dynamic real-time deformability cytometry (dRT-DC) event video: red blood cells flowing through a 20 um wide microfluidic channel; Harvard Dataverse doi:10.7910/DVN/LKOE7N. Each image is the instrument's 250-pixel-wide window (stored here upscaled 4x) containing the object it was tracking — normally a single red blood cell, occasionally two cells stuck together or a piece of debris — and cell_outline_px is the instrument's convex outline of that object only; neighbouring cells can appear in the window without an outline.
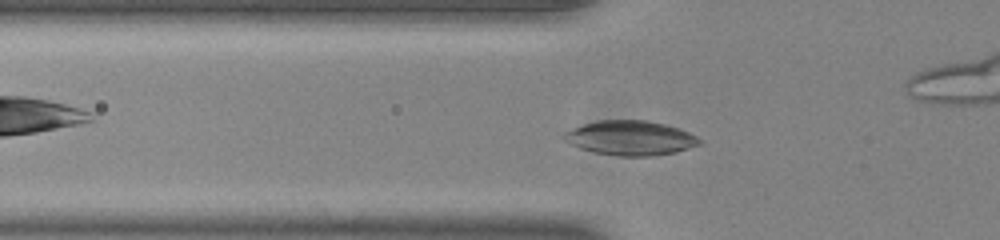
{"species": "common noctule bat (a hibernating species)", "species_latin": "Nyctalus noctula", "temperature_condition": "room temperature", "stored_images_in_passage": 33, "camera_frame_rate_fps": 3000, "um_per_image_px": 0.085, "animal": {"sex": "male", "body_mass_g": 20.0, "forearm_length_mm": 53.3}, "frame": {"image": 1, "passage_image": 6, "time_ms": 1.667, "image_size_px": [1000, 240], "cell_outline_px": [[704, 140], [700, 144], [676, 152], [652, 156], [620, 156], [596, 152], [580, 148], [564, 140], [560, 136], [564, 132], [584, 124], [596, 120], [648, 120], [680, 128]], "centroid_in_image_um": [53.6, 11.72], "position_along_channel_um": 72.2, "area_um2": 27.28}}
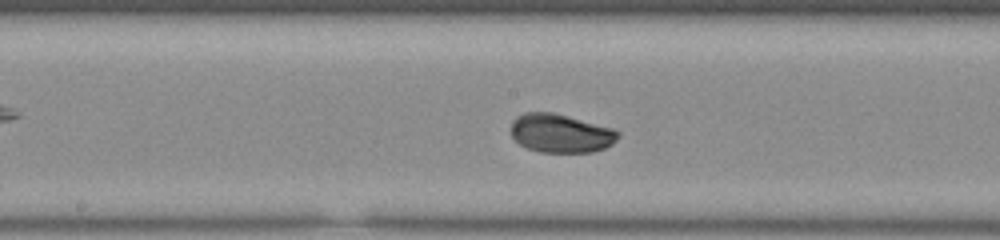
{"frame": {"image": 2, "passage_image": 16, "time_ms": 5.0, "image_size_px": [1000, 240], "cell_outline_px": [[620, 136], [612, 144], [604, 148], [592, 152], [540, 152], [528, 148], [520, 144], [512, 136], [512, 120], [516, 116], [524, 112], [552, 112], [612, 128], [620, 132]], "centroid_in_image_um": [47.66, 11.33], "position_along_channel_um": 200.5, "area_um2": 23.99}}
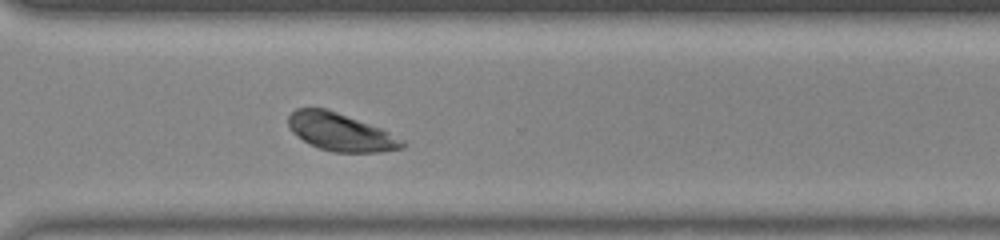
{"frame": {"image": 3, "passage_image": 27, "time_ms": 8.667, "image_size_px": [1000, 240], "cell_outline_px": [[408, 144], [404, 148], [380, 152], [332, 152], [308, 144], [292, 132], [288, 128], [288, 116], [296, 108], [328, 108], [380, 128], [404, 140]], "centroid_in_image_um": [28.94, 11.23], "position_along_channel_um": 341.7, "area_um2": 25.2}, "authors_computed_cell_mechanics": {"area_um2": 24.6806, "velocity_mm_per_s": 3.853, "shape_relaxation_time_tau1_ms": 2.056, "shape_relaxation_time_tau2_ms": 2.0515, "deformation_change_tau1": 0.1221, "deformation_change_tau2": 0.0421}}